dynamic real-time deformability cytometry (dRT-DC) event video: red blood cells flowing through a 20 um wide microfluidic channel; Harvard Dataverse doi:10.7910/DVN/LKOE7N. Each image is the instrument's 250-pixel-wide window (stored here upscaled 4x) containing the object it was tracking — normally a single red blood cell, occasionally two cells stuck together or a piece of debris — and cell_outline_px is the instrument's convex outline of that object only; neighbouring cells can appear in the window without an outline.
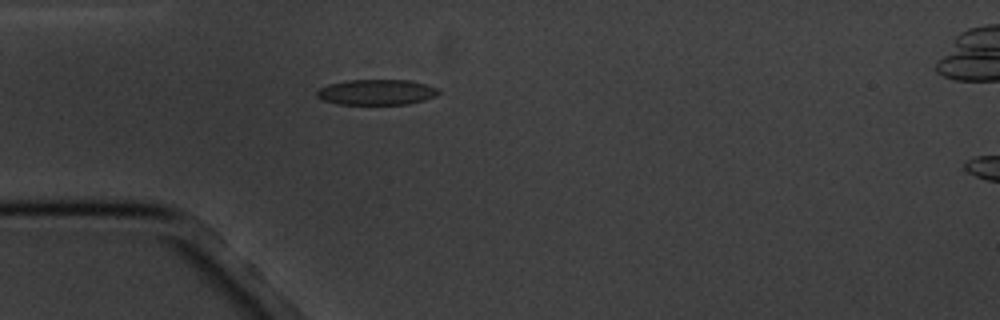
{"species": "common noctule bat (a hibernating species)", "species_latin": "Nyctalus noctula", "temperature_condition": "cold", "stored_images_in_passage": 2, "camera_frame_rate_fps": 3000, "um_per_image_px": 0.085, "animal": {"sex": "male", "body_mass_g": 20.1, "forearm_length_mm": 53.5}, "frame": {"image": 1, "passage_image": 1, "time_ms": 0.0, "image_size_px": [1000, 320], "cell_outline_px": [[440, 92], [436, 96], [424, 100], [408, 104], [336, 104], [324, 100], [316, 96], [316, 92], [320, 88], [328, 84], [348, 80], [408, 80], [424, 84], [436, 88]], "centroid_in_image_um": [31.99, 7.84], "position_along_channel_um": 53.0, "area_um2": 17.98}}